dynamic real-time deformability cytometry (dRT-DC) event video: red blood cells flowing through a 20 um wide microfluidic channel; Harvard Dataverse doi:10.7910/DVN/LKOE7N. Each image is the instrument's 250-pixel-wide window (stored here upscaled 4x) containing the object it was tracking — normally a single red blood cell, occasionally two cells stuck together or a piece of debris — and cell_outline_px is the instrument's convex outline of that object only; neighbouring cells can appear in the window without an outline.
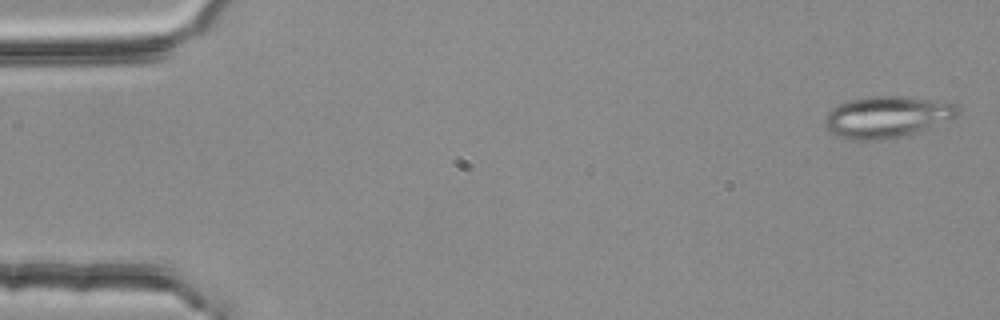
{"species": "common noctule bat (a hibernating species)", "species_latin": "Nyctalus noctula", "temperature_condition": "room temperature", "stored_images_in_passage": 54, "camera_frame_rate_fps": 3000, "um_per_image_px": 0.085, "animal": {"sex": "female", "body_mass_g": 25.1}, "frame": {"image": 1, "passage_image": 2, "time_ms": 0.333, "image_size_px": [1000, 320], "cell_outline_px": [[960, 116], [900, 136], [880, 140], [852, 140], [836, 136], [824, 124], [824, 116], [832, 108], [840, 104], [852, 100], [872, 96], [904, 96], [948, 100], [956, 104], [960, 108]], "centroid_in_image_um": [75.43, 9.91], "position_along_channel_um": 9.6, "area_um2": 32.19}}
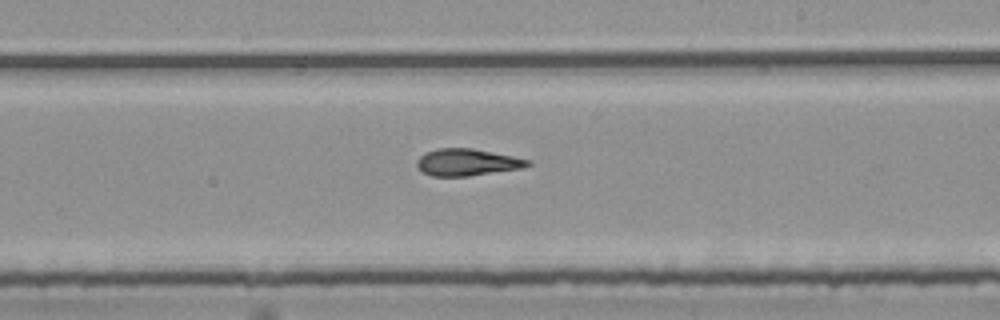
{"frame": {"image": 2, "passage_image": 32, "time_ms": 10.333, "image_size_px": [1000, 320], "cell_outline_px": [[532, 164], [520, 168], [468, 176], [432, 176], [424, 172], [416, 164], [416, 160], [424, 152], [436, 148], [472, 148], [532, 160]], "centroid_in_image_um": [39.68, 13.78], "position_along_channel_um": 249.3, "area_um2": 17.28}}
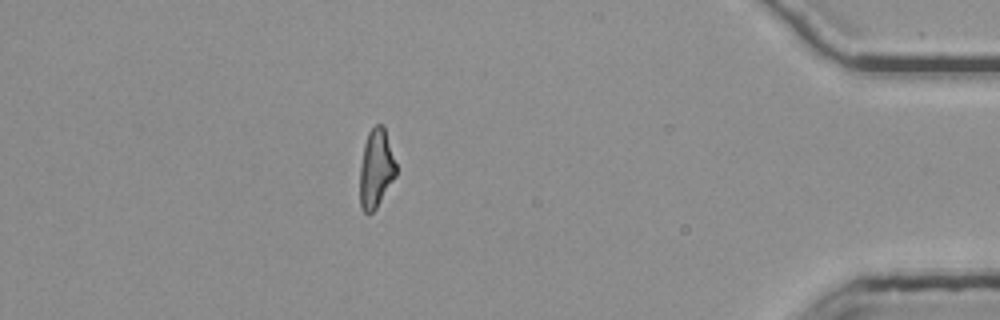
{"frame": {"image": 3, "passage_image": 48, "time_ms": 15.667, "image_size_px": [1000, 320], "cell_outline_px": [[396, 176], [376, 208], [368, 216], [364, 212], [360, 204], [360, 168], [364, 144], [368, 132], [376, 124], [384, 124], [396, 164]], "centroid_in_image_um": [31.96, 14.32], "position_along_channel_um": 403.2, "area_um2": 16.65}, "authors_computed_cell_mechanics": {"area_um2": 17.5712, "velocity_mm_per_s": 3.7897, "shape_relaxation_time_tau1_ms": null, "shape_relaxation_time_tau2_ms": 3.251, "deformation_change_tau1": null, "deformation_change_tau2": 0.1335}}